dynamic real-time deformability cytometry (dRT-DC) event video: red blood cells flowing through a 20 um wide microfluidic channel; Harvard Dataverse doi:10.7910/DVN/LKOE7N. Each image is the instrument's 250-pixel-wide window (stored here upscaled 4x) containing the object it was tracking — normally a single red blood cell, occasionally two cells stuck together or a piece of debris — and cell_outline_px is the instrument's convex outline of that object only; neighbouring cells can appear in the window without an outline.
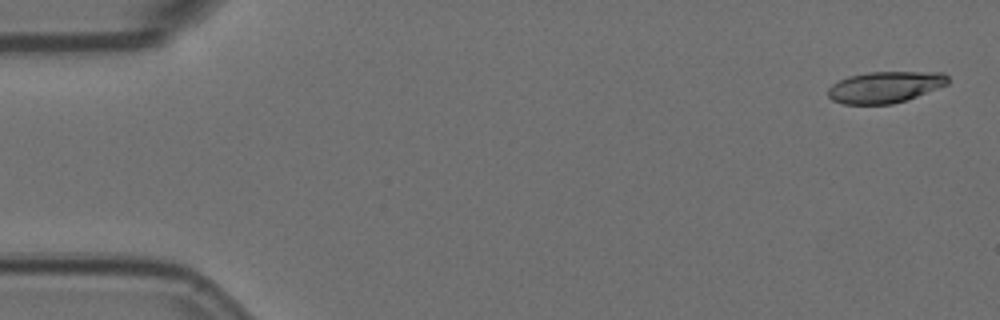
{"species": "Egyptian fruit bat (a non-hibernating species)", "species_latin": "Rousettus aegyptiacus", "temperature_condition": "room temperature", "stored_images_in_passage": 3, "camera_frame_rate_fps": 3000, "um_per_image_px": 0.085, "animal": {"sex": "female"}, "frame": {"image": 1, "passage_image": 1, "time_ms": 0.0, "image_size_px": [1000, 320], "cell_outline_px": [[948, 84], [916, 96], [892, 104], [844, 104], [832, 100], [828, 96], [828, 88], [832, 84], [848, 76], [868, 72], [944, 72], [948, 76]], "centroid_in_image_um": [75.21, 7.39], "position_along_channel_um": 9.8, "area_um2": 21.79}}